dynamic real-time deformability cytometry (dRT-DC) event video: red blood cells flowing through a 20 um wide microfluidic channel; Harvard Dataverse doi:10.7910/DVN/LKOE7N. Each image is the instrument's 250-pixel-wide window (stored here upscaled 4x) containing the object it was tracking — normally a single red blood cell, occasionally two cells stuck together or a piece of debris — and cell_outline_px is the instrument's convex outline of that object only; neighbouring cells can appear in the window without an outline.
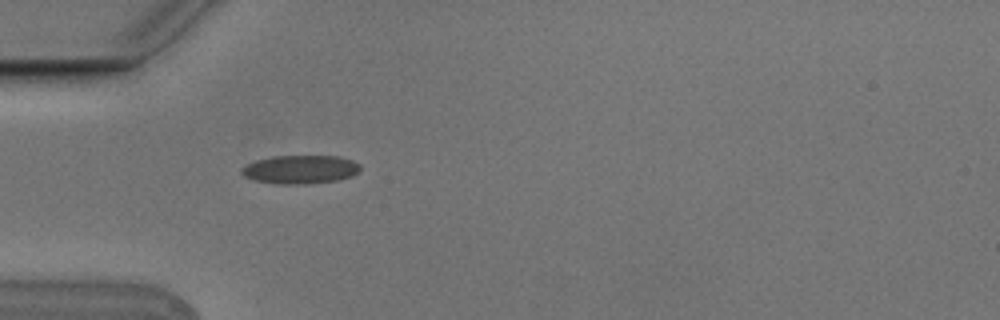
{"species": "Egyptian fruit bat (a non-hibernating species)", "species_latin": "Rousettus aegyptiacus", "temperature_condition": "cold", "stored_images_in_passage": 1, "camera_frame_rate_fps": 3000, "um_per_image_px": 0.085, "animal": {"sex": "male"}, "frame": {"image": 1, "passage_image": 1, "time_ms": 0.0, "image_size_px": [1000, 320], "cell_outline_px": [[360, 168], [352, 176], [336, 180], [304, 184], [280, 184], [256, 180], [244, 176], [240, 172], [240, 168], [256, 160], [272, 156], [340, 156], [352, 160], [360, 164]], "centroid_in_image_um": [25.52, 14.39], "position_along_channel_um": 59.5, "area_um2": 19.59}}